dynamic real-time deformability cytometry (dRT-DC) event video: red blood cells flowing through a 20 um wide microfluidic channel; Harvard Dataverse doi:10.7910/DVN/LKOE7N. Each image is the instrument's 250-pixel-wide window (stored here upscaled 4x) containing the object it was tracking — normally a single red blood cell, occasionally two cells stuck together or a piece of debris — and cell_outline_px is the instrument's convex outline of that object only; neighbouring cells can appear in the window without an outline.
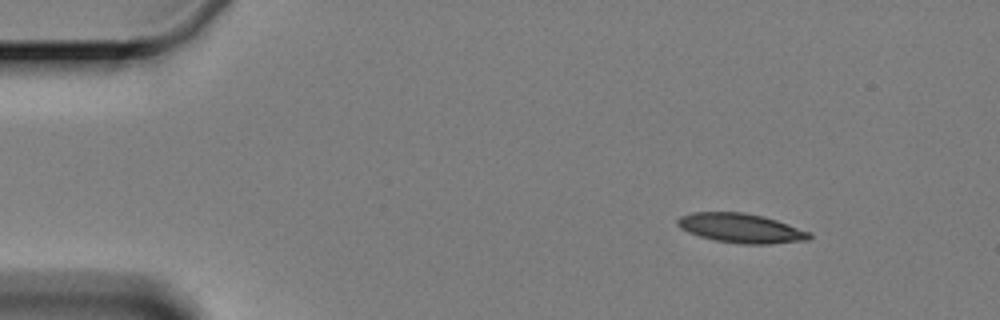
{"species": "Egyptian fruit bat (a non-hibernating species)", "species_latin": "Rousettus aegyptiacus", "temperature_condition": "cold", "stored_images_in_passage": 5, "camera_frame_rate_fps": 3000, "um_per_image_px": 0.085, "animal": {"sex": "female"}, "frame": {"image": 1, "passage_image": 2, "time_ms": 1.0, "image_size_px": [1000, 320], "cell_outline_px": [[812, 236], [808, 240], [768, 244], [736, 244], [716, 240], [700, 236], [688, 232], [680, 228], [676, 224], [676, 220], [680, 216], [692, 212], [744, 212], [776, 220], [808, 232]], "centroid_in_image_um": [62.92, 19.39], "position_along_channel_um": 22.1, "area_um2": 22.37}}
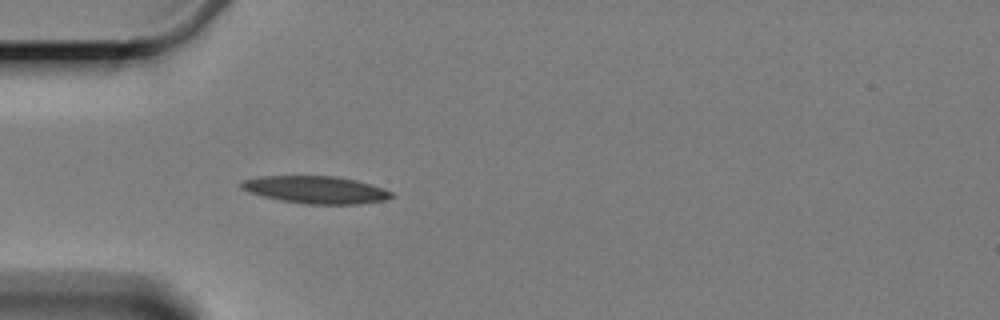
{"frame": {"image": 2, "passage_image": 5, "time_ms": 4.333, "image_size_px": [1000, 320], "cell_outline_px": [[396, 196], [384, 200], [360, 204], [304, 204], [280, 200], [248, 192], [240, 188], [240, 180], [256, 176], [336, 176], [356, 180], [392, 192]], "centroid_in_image_um": [26.78, 16.13], "position_along_channel_um": 58.2, "area_um2": 24.04}}